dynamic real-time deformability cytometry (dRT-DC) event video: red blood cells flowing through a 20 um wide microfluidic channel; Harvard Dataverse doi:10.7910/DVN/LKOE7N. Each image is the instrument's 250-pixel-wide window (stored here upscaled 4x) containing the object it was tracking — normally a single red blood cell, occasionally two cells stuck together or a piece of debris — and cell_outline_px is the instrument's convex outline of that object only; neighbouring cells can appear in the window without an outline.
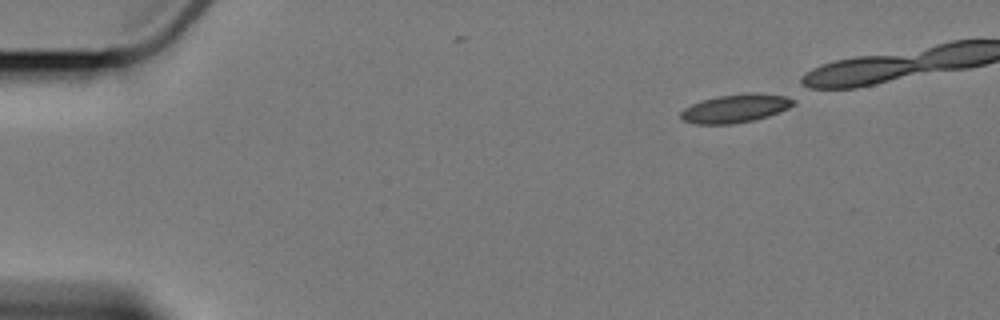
{"species": "Egyptian fruit bat (a non-hibernating species)", "species_latin": "Rousettus aegyptiacus", "temperature_condition": "cold", "stored_images_in_passage": 6, "camera_frame_rate_fps": 3000, "um_per_image_px": 0.085, "animal": {"sex": "female"}, "frame": {"image": 1, "passage_image": 1, "time_ms": 0.0, "image_size_px": [1000, 320], "cell_outline_px": [[796, 104], [788, 108], [768, 116], [752, 120], [732, 124], [696, 124], [684, 120], [680, 116], [680, 112], [684, 108], [692, 104], [716, 96], [748, 92], [756, 92], [796, 96]], "centroid_in_image_um": [62.6, 9.18], "position_along_channel_um": 22.4, "area_um2": 18.96}}